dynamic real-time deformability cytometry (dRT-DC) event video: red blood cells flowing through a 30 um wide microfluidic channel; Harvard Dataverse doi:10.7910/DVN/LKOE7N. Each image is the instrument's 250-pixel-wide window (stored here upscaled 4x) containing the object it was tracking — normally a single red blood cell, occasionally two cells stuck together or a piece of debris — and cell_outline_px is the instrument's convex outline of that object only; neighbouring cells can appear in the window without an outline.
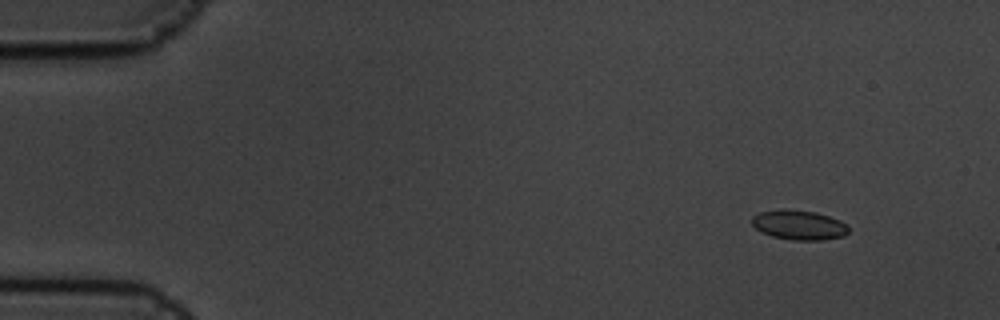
{"species": "common noctule bat (a hibernating species)", "species_latin": "Nyctalus noctula", "temperature_condition": "cold", "stored_images_in_passage": 7, "camera_frame_rate_fps": 3000, "um_per_image_px": 0.085, "animal": {"sex": "male", "body_mass_g": 19.5, "forearm_length_mm": 54.6}, "frame": {"image": 1, "passage_image": 2, "time_ms": 0.333, "image_size_px": [1000, 320], "cell_outline_px": [[848, 232], [844, 236], [824, 240], [792, 240], [772, 236], [760, 232], [752, 224], [752, 216], [760, 212], [784, 208], [816, 212], [840, 220], [848, 224]], "centroid_in_image_um": [67.91, 19.12], "position_along_channel_um": 17.1, "area_um2": 16.88}}
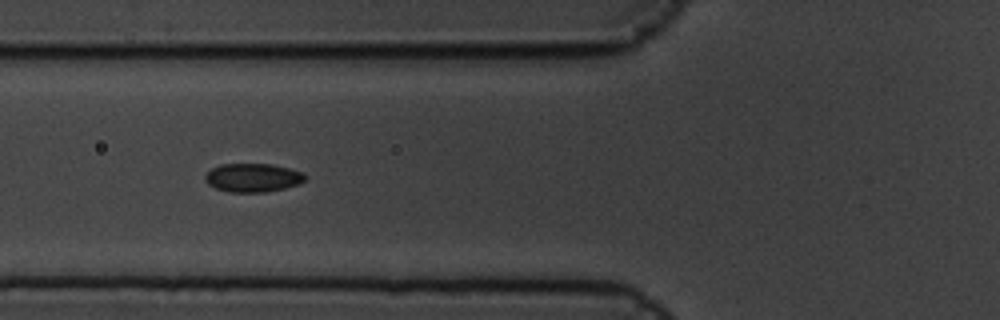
{"frame": {"image": 2, "passage_image": 6, "time_ms": 1.667, "image_size_px": [1000, 320], "cell_outline_px": [[308, 176], [300, 184], [284, 188], [264, 192], [228, 192], [216, 188], [208, 184], [204, 180], [204, 176], [212, 168], [220, 164], [272, 164], [304, 172]], "centroid_in_image_um": [21.5, 15.1], "position_along_channel_um": 104.3, "area_um2": 16.76}}
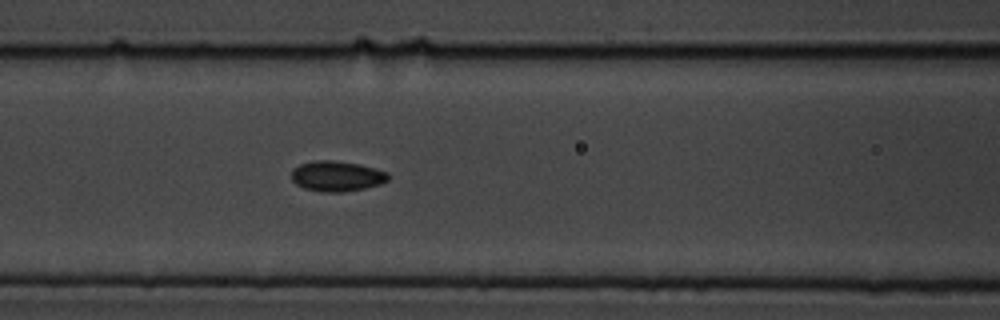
{"frame": {"image": 3, "passage_image": 7, "time_ms": 2.0, "image_size_px": [1000, 320], "cell_outline_px": [[388, 180], [380, 184], [364, 188], [344, 192], [320, 192], [304, 188], [296, 184], [292, 180], [292, 168], [300, 164], [312, 160], [332, 160], [360, 164], [388, 172]], "centroid_in_image_um": [28.6, 14.97], "position_along_channel_um": 138.0, "area_um2": 17.22}}